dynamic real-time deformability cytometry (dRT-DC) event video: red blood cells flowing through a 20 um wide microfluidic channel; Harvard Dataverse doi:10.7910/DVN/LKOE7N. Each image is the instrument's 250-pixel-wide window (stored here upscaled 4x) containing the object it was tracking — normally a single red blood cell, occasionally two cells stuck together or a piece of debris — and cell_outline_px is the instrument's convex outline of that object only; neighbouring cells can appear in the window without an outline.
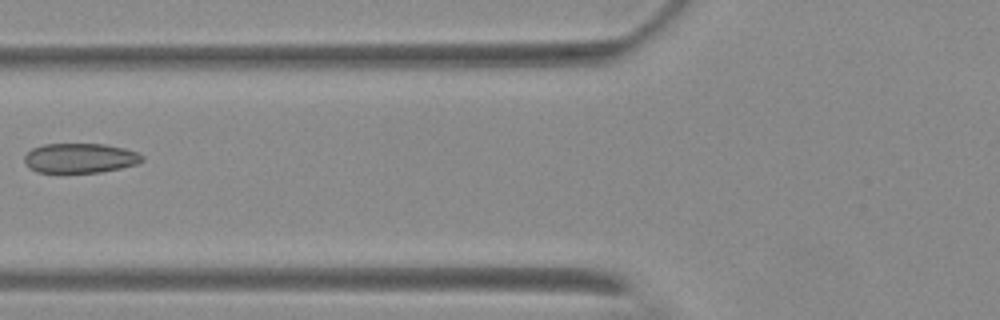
{"species": "Egyptian fruit bat (a non-hibernating species)", "species_latin": "Rousettus aegyptiacus", "temperature_condition": "warm", "stored_images_in_passage": 6, "camera_frame_rate_fps": 3000, "um_per_image_px": 0.085, "animal": {"sex": "female"}, "frame": {"image": 1, "passage_image": 6, "time_ms": 6.667, "image_size_px": [1000, 320], "cell_outline_px": [[144, 160], [136, 164], [120, 168], [100, 172], [36, 172], [24, 160], [24, 156], [32, 148], [44, 144], [104, 144], [124, 148], [136, 152], [144, 156]], "centroid_in_image_um": [6.82, 13.43], "position_along_channel_um": 119.0, "area_um2": 20.17}}